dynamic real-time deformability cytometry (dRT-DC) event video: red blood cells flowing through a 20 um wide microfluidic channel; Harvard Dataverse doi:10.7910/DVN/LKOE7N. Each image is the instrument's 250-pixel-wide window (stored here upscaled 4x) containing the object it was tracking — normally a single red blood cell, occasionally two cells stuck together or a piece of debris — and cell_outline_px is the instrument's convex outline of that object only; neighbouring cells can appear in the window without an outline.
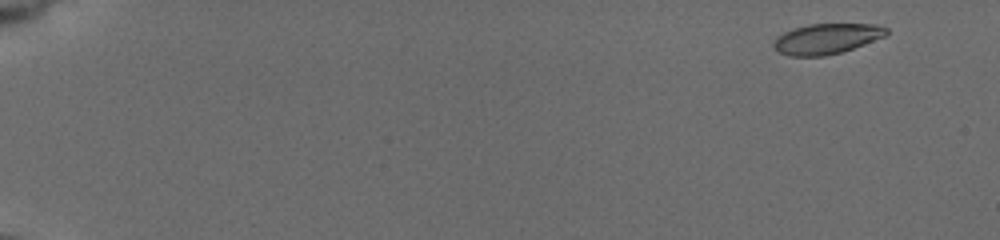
{"species": "common noctule bat (a hibernating species)", "species_latin": "Nyctalus noctula", "temperature_condition": "cold", "stored_images_in_passage": 9, "camera_frame_rate_fps": 3000, "um_per_image_px": 0.085, "animal": {"sex": "female", "body_mass_g": 19.5, "forearm_length_mm": 54.1}, "frame": {"image": 1, "passage_image": 1, "time_ms": 0.0, "image_size_px": [1000, 240], "cell_outline_px": [[888, 32], [884, 36], [864, 44], [840, 52], [824, 56], [788, 56], [776, 52], [772, 48], [772, 44], [776, 36], [792, 28], [808, 24], [880, 24], [888, 28]], "centroid_in_image_um": [70.19, 3.29], "position_along_channel_um": 14.8, "area_um2": 20.17}}
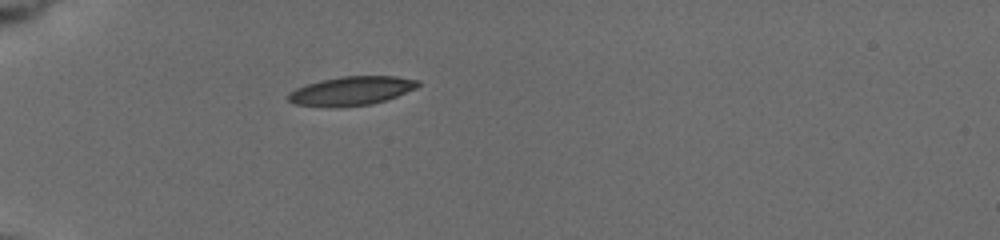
{"frame": {"image": 2, "passage_image": 6, "time_ms": 5.0, "image_size_px": [1000, 240], "cell_outline_px": [[420, 84], [416, 88], [396, 96], [372, 104], [336, 108], [332, 108], [292, 104], [288, 100], [288, 92], [296, 88], [308, 84], [324, 80], [344, 76], [396, 76], [420, 80]], "centroid_in_image_um": [29.85, 7.74], "position_along_channel_um": 55.1, "area_um2": 21.91}}